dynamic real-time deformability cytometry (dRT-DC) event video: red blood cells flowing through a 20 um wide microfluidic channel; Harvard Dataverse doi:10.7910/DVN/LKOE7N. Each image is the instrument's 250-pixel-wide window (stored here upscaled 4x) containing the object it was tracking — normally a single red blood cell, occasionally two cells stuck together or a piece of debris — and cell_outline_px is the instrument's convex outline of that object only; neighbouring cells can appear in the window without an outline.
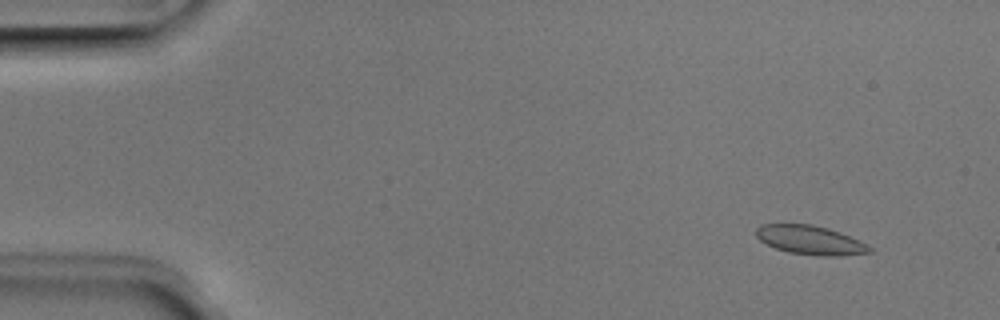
{"species": "Egyptian fruit bat (a non-hibernating species)", "species_latin": "Rousettus aegyptiacus", "temperature_condition": "room temperature", "stored_images_in_passage": 52, "camera_frame_rate_fps": 3000, "um_per_image_px": 0.085, "animal": {"sex": "male"}, "frame": {"image": 1, "passage_image": 5, "time_ms": 1.333, "image_size_px": [1000, 320], "cell_outline_px": [[872, 252], [840, 256], [816, 256], [788, 252], [776, 248], [760, 240], [756, 236], [756, 228], [760, 224], [812, 224], [828, 228], [840, 232], [872, 248]], "centroid_in_image_um": [68.84, 20.41], "position_along_channel_um": 16.2, "area_um2": 19.02}}
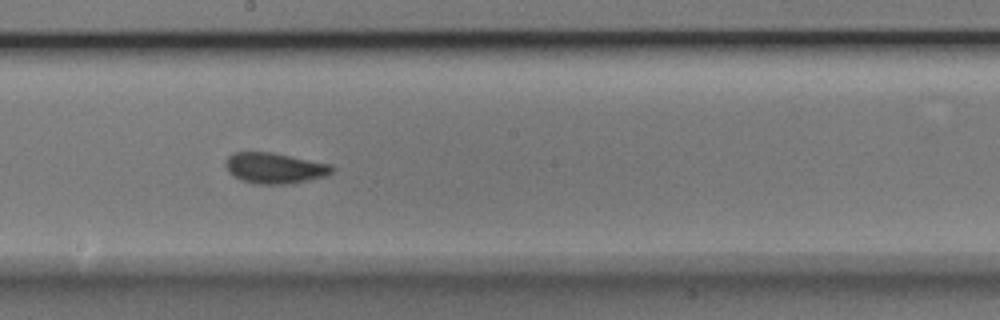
{"frame": {"image": 2, "passage_image": 29, "time_ms": 9.333, "image_size_px": [1000, 320], "cell_outline_px": [[336, 168], [332, 172], [324, 176], [292, 184], [256, 184], [240, 180], [232, 176], [228, 172], [224, 164], [228, 156], [232, 152], [272, 152], [332, 164]], "centroid_in_image_um": [23.33, 14.29], "position_along_channel_um": 224.9, "area_um2": 19.36}}
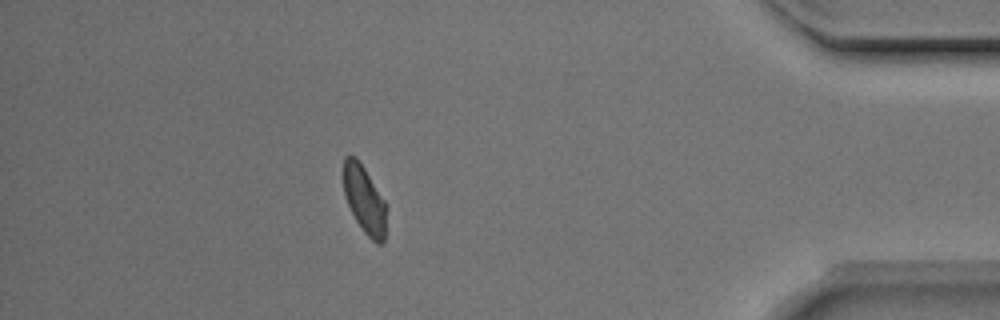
{"frame": {"image": 3, "passage_image": 46, "time_ms": 15.0, "image_size_px": [1000, 320], "cell_outline_px": [[384, 240], [380, 244], [376, 244], [364, 232], [356, 220], [348, 204], [344, 192], [344, 156], [356, 156], [364, 168], [384, 200]], "centroid_in_image_um": [30.95, 16.95], "position_along_channel_um": 404.3, "area_um2": 16.24}}